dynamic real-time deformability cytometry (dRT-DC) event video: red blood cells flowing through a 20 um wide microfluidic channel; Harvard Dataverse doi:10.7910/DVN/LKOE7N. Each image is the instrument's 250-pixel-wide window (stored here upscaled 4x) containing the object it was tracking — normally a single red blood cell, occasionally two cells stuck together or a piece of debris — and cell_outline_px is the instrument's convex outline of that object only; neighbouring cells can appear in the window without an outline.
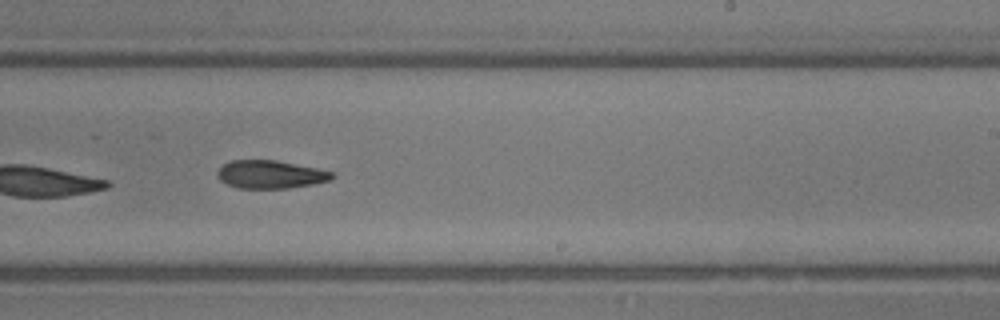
{"species": "common noctule bat (a hibernating species)", "species_latin": "Nyctalus noctula", "temperature_condition": "room temperature", "stored_images_in_passage": 32, "camera_frame_rate_fps": 3000, "um_per_image_px": 0.085, "animal": {"sex": "male", "body_mass_g": 13.3}, "frame": {"image": 1, "passage_image": 19, "time_ms": 6.0, "image_size_px": [1000, 320], "cell_outline_px": [[336, 176], [328, 180], [312, 184], [288, 188], [236, 188], [220, 180], [216, 176], [216, 172], [224, 164], [232, 160], [276, 160], [316, 168], [332, 172]], "centroid_in_image_um": [22.95, 14.82], "position_along_channel_um": 266.0, "area_um2": 18.61}}
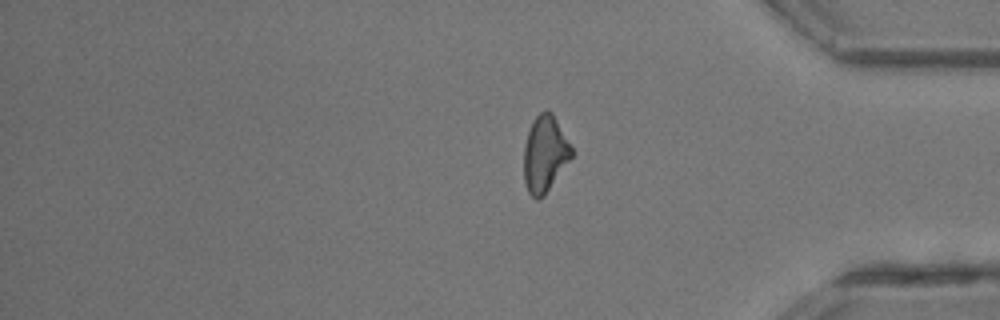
{"frame": {"image": 2, "passage_image": 32, "time_ms": 10.333, "image_size_px": [1000, 320], "cell_outline_px": [[572, 156], [544, 196], [540, 200], [536, 200], [528, 192], [524, 180], [524, 144], [532, 120], [540, 112], [548, 108], [552, 112], [572, 148]], "centroid_in_image_um": [46.29, 13.08], "position_along_channel_um": 388.9, "area_um2": 21.15}}